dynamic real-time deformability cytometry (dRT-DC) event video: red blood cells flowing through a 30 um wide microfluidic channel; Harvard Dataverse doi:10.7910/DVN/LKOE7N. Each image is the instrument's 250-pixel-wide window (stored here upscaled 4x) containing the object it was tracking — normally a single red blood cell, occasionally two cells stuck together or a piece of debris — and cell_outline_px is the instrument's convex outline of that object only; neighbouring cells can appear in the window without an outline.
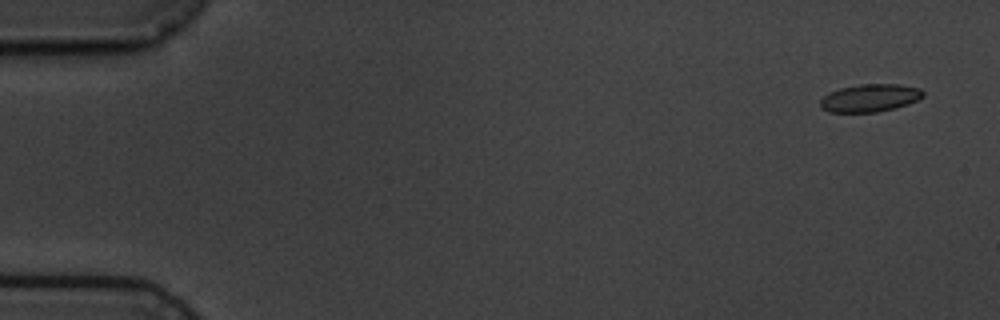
{"species": "common noctule bat (a hibernating species)", "species_latin": "Nyctalus noctula", "temperature_condition": "cold", "stored_images_in_passage": 5, "camera_frame_rate_fps": 3000, "um_per_image_px": 0.085, "animal": {"sex": "male", "body_mass_g": 19.5, "forearm_length_mm": 54.6}, "frame": {"image": 1, "passage_image": 1, "time_ms": 0.0, "image_size_px": [1000, 320], "cell_outline_px": [[924, 96], [908, 104], [896, 108], [876, 112], [828, 112], [820, 108], [820, 100], [828, 92], [840, 88], [860, 84], [900, 84], [920, 88], [924, 92]], "centroid_in_image_um": [73.93, 8.32], "position_along_channel_um": 11.1, "area_um2": 16.76}}
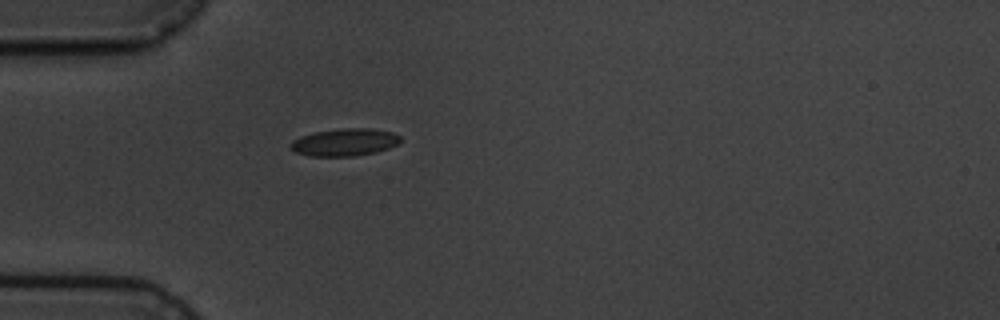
{"frame": {"image": 2, "passage_image": 5, "time_ms": 4.667, "image_size_px": [1000, 320], "cell_outline_px": [[400, 140], [396, 144], [388, 148], [376, 152], [356, 156], [308, 156], [296, 152], [288, 148], [288, 144], [292, 140], [300, 136], [316, 132], [344, 128], [372, 128], [392, 132], [400, 136]], "centroid_in_image_um": [29.25, 12.09], "position_along_channel_um": 55.8, "area_um2": 17.63}}